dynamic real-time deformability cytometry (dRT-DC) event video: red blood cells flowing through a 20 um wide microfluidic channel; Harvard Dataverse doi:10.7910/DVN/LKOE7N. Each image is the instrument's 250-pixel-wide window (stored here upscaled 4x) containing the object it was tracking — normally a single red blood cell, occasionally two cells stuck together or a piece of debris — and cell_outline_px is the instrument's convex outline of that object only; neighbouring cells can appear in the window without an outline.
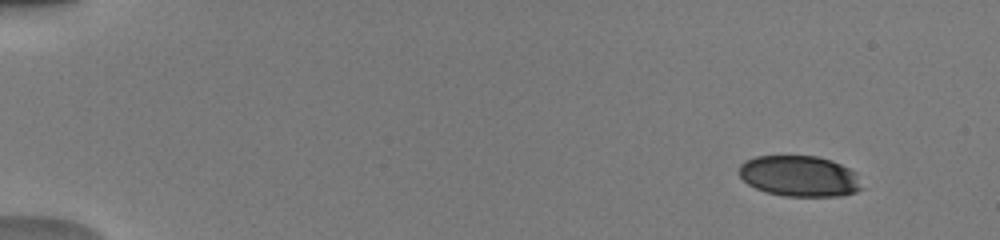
{"species": "human", "species_latin": "Homo sapiens", "temperature_condition": "warm", "stored_images_in_passage": 32, "camera_frame_rate_fps": 3000, "um_per_image_px": 0.085, "donor": {"sex": "male"}, "frame": {"image": 1, "passage_image": 1, "time_ms": 0.0, "image_size_px": [1000, 240], "cell_outline_px": [[864, 188], [856, 192], [840, 196], [784, 196], [768, 192], [756, 188], [748, 184], [740, 176], [740, 164], [744, 160], [756, 156], [816, 156], [832, 160], [856, 172]], "centroid_in_image_um": [67.98, 14.97], "position_along_channel_um": 17.0, "area_um2": 29.3}}
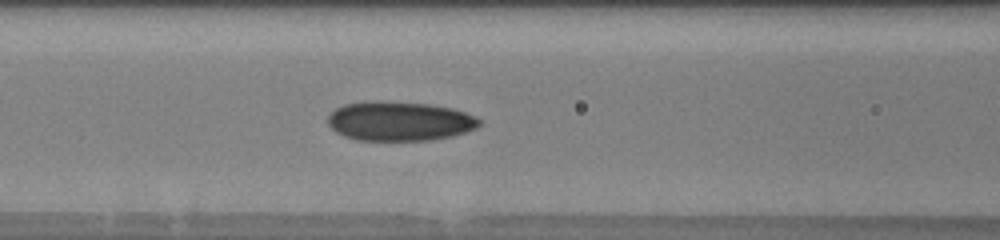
{"frame": {"image": 2, "passage_image": 18, "time_ms": 6.333, "image_size_px": [1000, 240], "cell_outline_px": [[484, 120], [476, 128], [452, 136], [432, 140], [356, 140], [344, 136], [336, 132], [328, 124], [328, 116], [336, 108], [344, 104], [376, 100], [384, 100], [428, 104], [452, 108], [476, 116]], "centroid_in_image_um": [33.97, 10.29], "position_along_channel_um": 132.6, "area_um2": 34.97}}
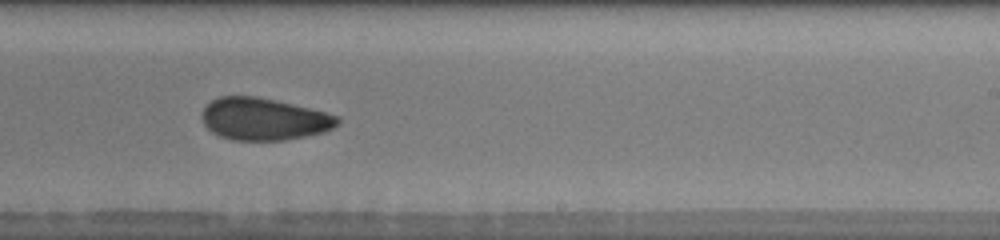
{"frame": {"image": 3, "passage_image": 23, "time_ms": 9.667, "image_size_px": [1000, 240], "cell_outline_px": [[340, 124], [324, 132], [284, 140], [232, 140], [220, 136], [212, 132], [204, 124], [200, 116], [204, 108], [212, 100], [220, 96], [256, 96], [276, 100], [340, 116]], "centroid_in_image_um": [22.42, 10.12], "position_along_channel_um": 266.6, "area_um2": 33.29}, "authors_computed_cell_mechanics": {"area_um2": 32.657, "velocity_mm_per_s": 4.032, "shape_relaxation_time_tau1_ms": 7.318, "shape_relaxation_time_tau2_ms": 2.8446, "deformation_change_tau1": 0.1599, "deformation_change_tau2": 0.0736}}